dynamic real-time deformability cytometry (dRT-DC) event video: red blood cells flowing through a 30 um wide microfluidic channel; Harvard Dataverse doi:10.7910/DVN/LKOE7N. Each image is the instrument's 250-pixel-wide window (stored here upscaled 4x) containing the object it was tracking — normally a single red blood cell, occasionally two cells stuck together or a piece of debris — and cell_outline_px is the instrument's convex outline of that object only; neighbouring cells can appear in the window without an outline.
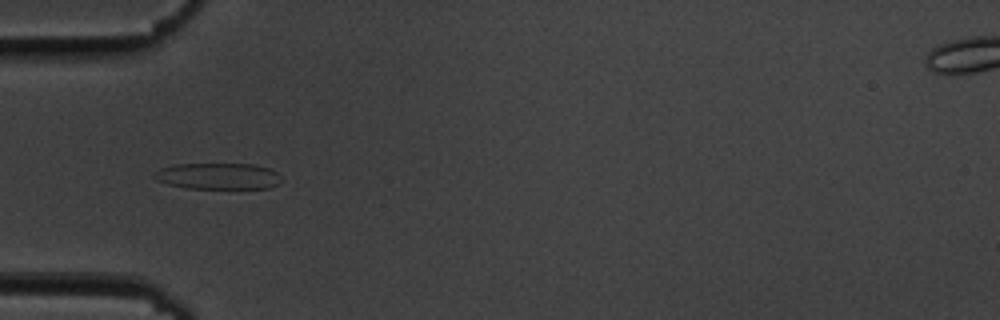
{"species": "common noctule bat (a hibernating species)", "species_latin": "Nyctalus noctula", "temperature_condition": "cold", "stored_images_in_passage": 12, "camera_frame_rate_fps": 3000, "um_per_image_px": 0.085, "animal": {"sex": "male", "body_mass_g": 19.5, "forearm_length_mm": 54.6}, "frame": {"image": 1, "passage_image": 3, "time_ms": 0.667, "image_size_px": [1000, 320], "cell_outline_px": [[284, 180], [268, 188], [188, 188], [168, 184], [156, 180], [152, 176], [160, 168], [172, 164], [252, 164], [268, 168], [276, 172]], "centroid_in_image_um": [18.52, 14.96], "position_along_channel_um": 66.5, "area_um2": 19.42}}
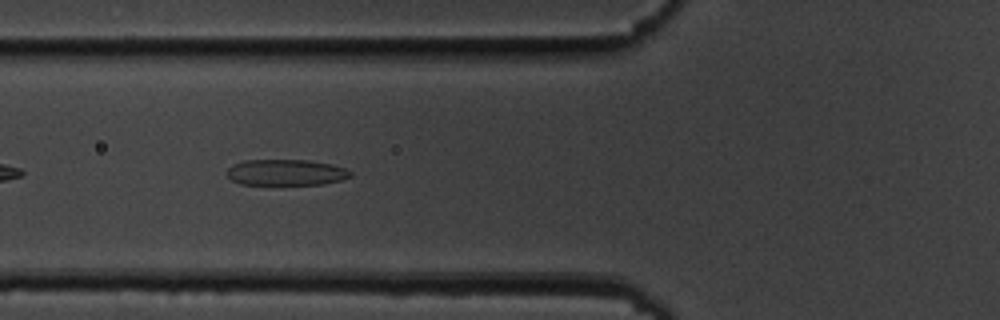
{"frame": {"image": 2, "passage_image": 6, "time_ms": 1.667, "image_size_px": [1000, 320], "cell_outline_px": [[352, 176], [340, 180], [324, 184], [272, 188], [240, 184], [232, 180], [224, 172], [232, 164], [244, 160], [308, 160], [332, 164], [344, 168], [352, 172]], "centroid_in_image_um": [24.25, 14.71], "position_along_channel_um": 101.6, "area_um2": 20.0}}
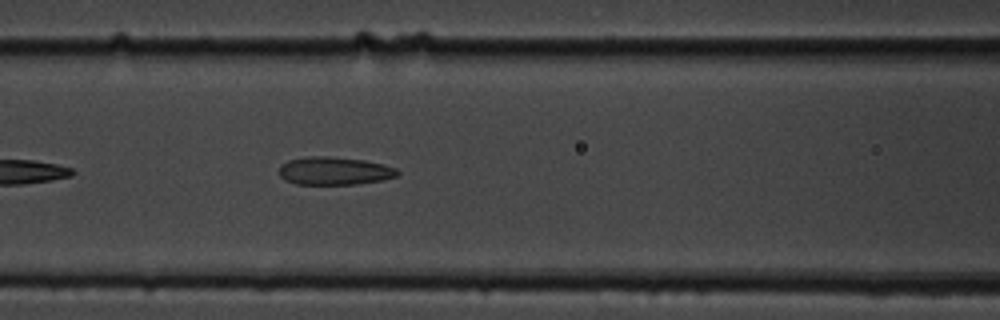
{"frame": {"image": 3, "passage_image": 9, "time_ms": 2.667, "image_size_px": [1000, 320], "cell_outline_px": [[400, 172], [396, 176], [384, 180], [356, 184], [296, 184], [284, 180], [280, 176], [280, 164], [288, 160], [308, 156], [324, 156], [364, 160], [384, 164], [396, 168]], "centroid_in_image_um": [28.42, 14.53], "position_along_channel_um": 138.2, "area_um2": 19.36}}